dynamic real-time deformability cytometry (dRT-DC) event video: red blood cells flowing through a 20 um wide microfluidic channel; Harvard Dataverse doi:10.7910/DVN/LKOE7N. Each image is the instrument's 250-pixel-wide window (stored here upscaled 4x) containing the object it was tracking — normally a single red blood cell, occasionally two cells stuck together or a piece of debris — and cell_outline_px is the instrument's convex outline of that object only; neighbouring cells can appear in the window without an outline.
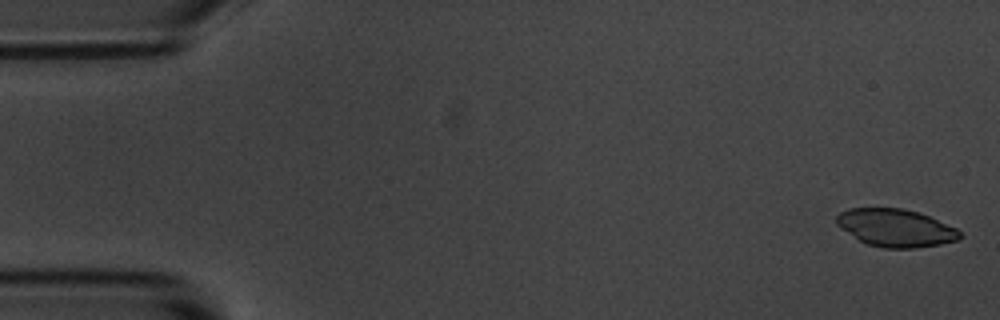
{"species": "common noctule bat (a hibernating species)", "species_latin": "Nyctalus noctula", "temperature_condition": "room temperature", "stored_images_in_passage": 4, "camera_frame_rate_fps": 3000, "um_per_image_px": 0.085, "animal": {"sex": "male", "body_mass_g": 20.1, "forearm_length_mm": 53.5}, "frame": {"image": 1, "passage_image": 1, "time_ms": 0.0, "image_size_px": [1000, 320], "cell_outline_px": [[964, 236], [956, 240], [940, 244], [916, 248], [884, 248], [868, 244], [860, 240], [836, 224], [836, 216], [840, 212], [848, 208], [904, 208], [920, 212], [956, 228]], "centroid_in_image_um": [76.15, 19.36], "position_along_channel_um": 8.9, "area_um2": 26.99}}